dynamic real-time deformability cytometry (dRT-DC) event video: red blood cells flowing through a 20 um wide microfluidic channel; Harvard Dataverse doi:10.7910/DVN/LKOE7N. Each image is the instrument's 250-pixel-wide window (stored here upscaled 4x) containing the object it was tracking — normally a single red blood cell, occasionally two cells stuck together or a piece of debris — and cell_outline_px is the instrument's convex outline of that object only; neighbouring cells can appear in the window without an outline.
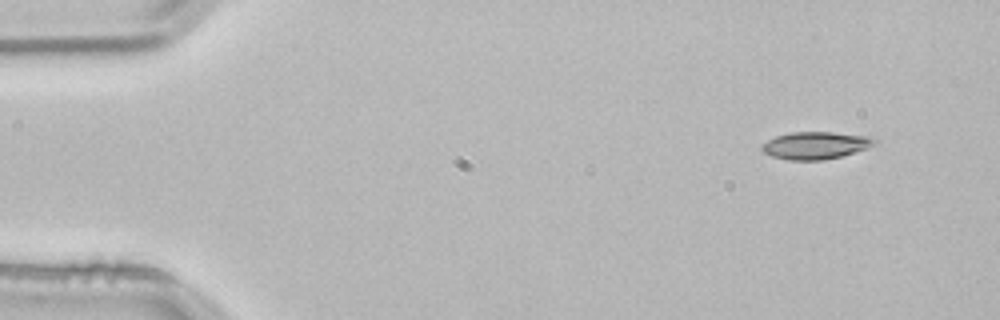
{"species": "common noctule bat (a hibernating species)", "species_latin": "Nyctalus noctula", "temperature_condition": "room temperature", "stored_images_in_passage": 3, "camera_frame_rate_fps": 3000, "um_per_image_px": 0.085, "animal": {"sex": "male", "body_mass_g": 21.5, "forearm_length_mm": 52.0}, "frame": {"image": 1, "passage_image": 1, "time_ms": 0.0, "image_size_px": [1000, 320], "cell_outline_px": [[880, 140], [876, 144], [868, 148], [840, 156], [824, 160], [788, 160], [772, 156], [764, 152], [760, 148], [768, 140], [776, 136], [792, 132], [832, 132], [864, 136]], "centroid_in_image_um": [69.33, 12.36], "position_along_channel_um": 15.7, "area_um2": 17.8}}
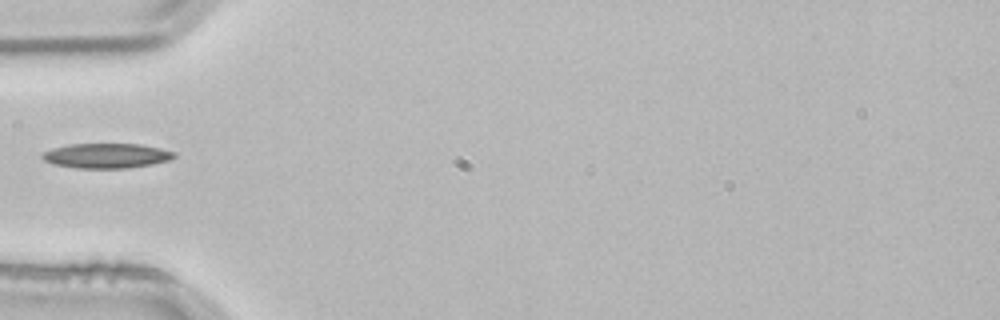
{"frame": {"image": 2, "passage_image": 3, "time_ms": 0.667, "image_size_px": [1000, 320], "cell_outline_px": [[176, 156], [168, 160], [152, 164], [128, 168], [76, 168], [52, 164], [44, 160], [40, 156], [44, 152], [52, 148], [68, 144], [140, 144], [160, 148], [176, 152]], "centroid_in_image_um": [9.03, 13.23], "position_along_channel_um": 76.0, "area_um2": 19.13}}